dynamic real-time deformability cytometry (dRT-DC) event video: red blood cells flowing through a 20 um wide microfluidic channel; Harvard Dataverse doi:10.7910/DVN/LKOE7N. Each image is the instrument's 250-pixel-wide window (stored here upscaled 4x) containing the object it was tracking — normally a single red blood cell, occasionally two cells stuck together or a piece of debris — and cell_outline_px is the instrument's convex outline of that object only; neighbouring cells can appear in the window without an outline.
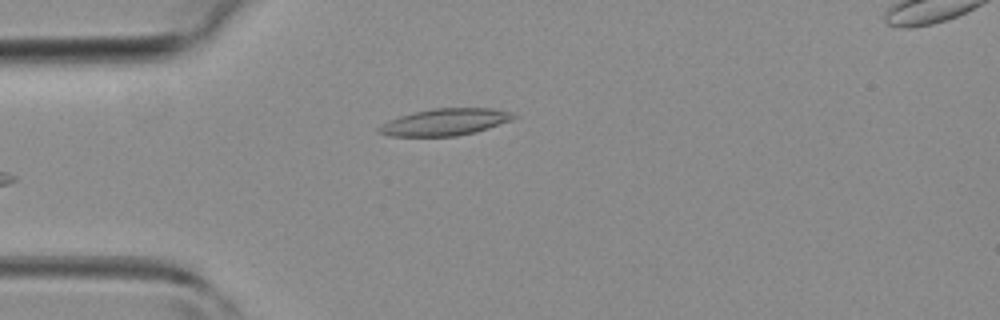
{"species": "common noctule bat (a hibernating species)", "species_latin": "Nyctalus noctula", "temperature_condition": "room temperature", "stored_images_in_passage": 26, "camera_frame_rate_fps": 3000, "um_per_image_px": 0.085, "animal": {"sex": "female", "body_mass_g": 19.3, "forearm_length_mm": 54.1}, "frame": {"image": 1, "passage_image": 1, "time_ms": 0.0, "image_size_px": [1000, 320], "cell_outline_px": [[520, 116], [512, 120], [476, 132], [456, 136], [388, 136], [376, 132], [376, 128], [388, 120], [400, 116], [432, 108], [492, 108], [512, 112]], "centroid_in_image_um": [37.84, 10.37], "position_along_channel_um": 47.2, "area_um2": 21.21}}
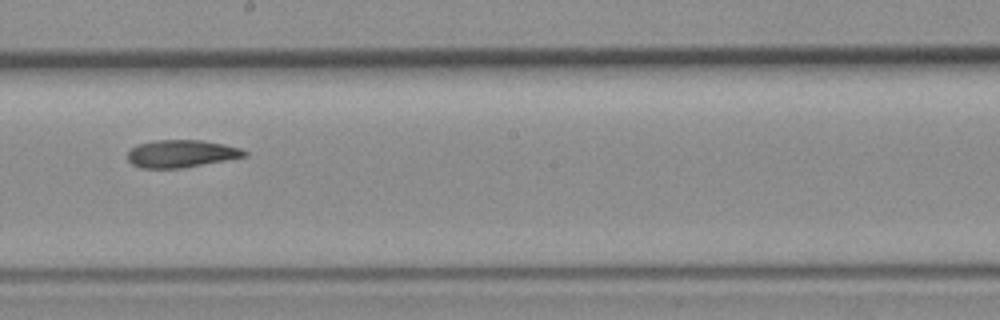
{"frame": {"image": 2, "passage_image": 14, "time_ms": 4.333, "image_size_px": [1000, 320], "cell_outline_px": [[248, 156], [180, 168], [140, 168], [132, 164], [128, 160], [128, 152], [136, 144], [156, 140], [200, 140], [224, 144], [240, 148], [248, 152]], "centroid_in_image_um": [15.4, 13.06], "position_along_channel_um": 232.8, "area_um2": 18.67}}
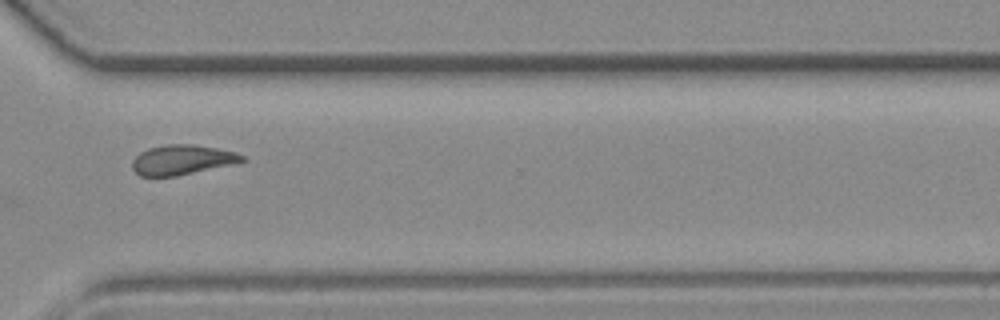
{"frame": {"image": 3, "passage_image": 22, "time_ms": 7.0, "image_size_px": [1000, 320], "cell_outline_px": [[248, 160], [236, 164], [176, 176], [140, 176], [132, 168], [132, 160], [140, 152], [148, 148], [164, 144], [192, 144], [216, 148], [236, 152], [244, 156]], "centroid_in_image_um": [15.51, 13.58], "position_along_channel_um": 355.1, "area_um2": 19.31}}